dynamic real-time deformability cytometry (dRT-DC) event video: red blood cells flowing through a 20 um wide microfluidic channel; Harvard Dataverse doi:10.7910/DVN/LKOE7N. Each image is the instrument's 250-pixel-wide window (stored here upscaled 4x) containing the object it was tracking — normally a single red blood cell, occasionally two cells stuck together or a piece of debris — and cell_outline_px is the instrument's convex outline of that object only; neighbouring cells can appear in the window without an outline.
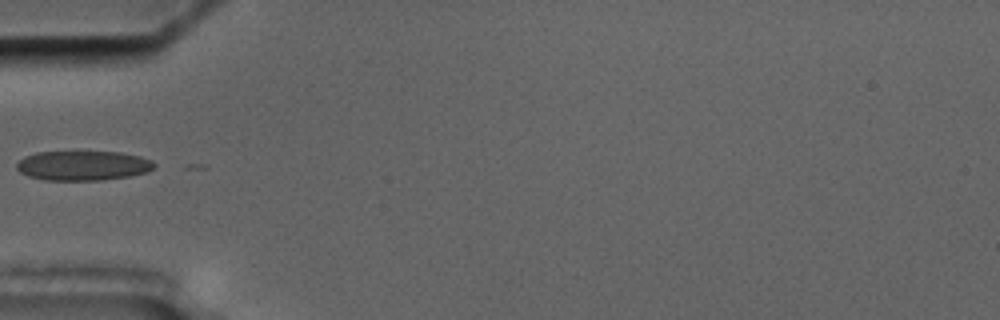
{"species": "common noctule bat (a hibernating species)", "species_latin": "Nyctalus noctula", "temperature_condition": "cold", "stored_images_in_passage": 3, "camera_frame_rate_fps": 3000, "um_per_image_px": 0.085, "animal": {"sex": "male", "body_mass_g": 17.5, "forearm_length_mm": 52.3}, "frame": {"image": 1, "passage_image": 3, "time_ms": 5.0, "image_size_px": [1000, 320], "cell_outline_px": [[156, 164], [152, 168], [144, 172], [128, 176], [100, 180], [44, 180], [28, 176], [20, 172], [16, 168], [16, 164], [24, 156], [36, 152], [120, 152], [140, 156], [152, 160]], "centroid_in_image_um": [7.01, 14.07], "position_along_channel_um": 78.0, "area_um2": 23.64}}